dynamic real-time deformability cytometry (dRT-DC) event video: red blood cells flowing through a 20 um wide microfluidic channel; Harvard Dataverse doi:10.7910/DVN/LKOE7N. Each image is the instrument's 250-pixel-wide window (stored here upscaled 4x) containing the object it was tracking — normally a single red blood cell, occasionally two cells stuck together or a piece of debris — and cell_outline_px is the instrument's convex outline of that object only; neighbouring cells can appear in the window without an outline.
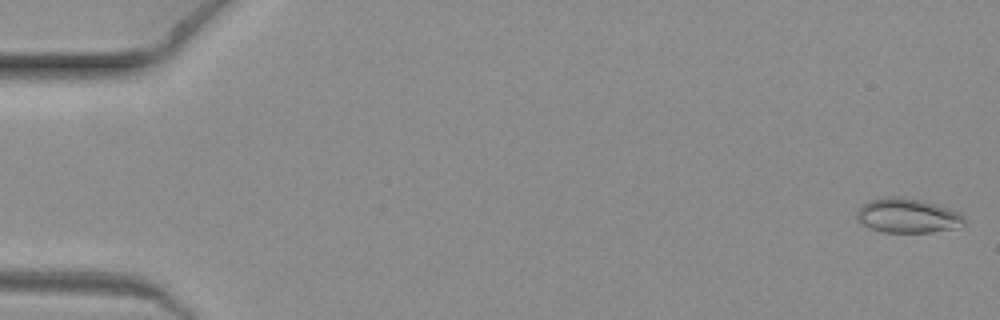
{"species": "common noctule bat (a hibernating species)", "species_latin": "Nyctalus noctula", "temperature_condition": "warm", "stored_images_in_passage": 9, "camera_frame_rate_fps": 3000, "um_per_image_px": 0.085, "animal": {"sex": "female", "body_mass_g": 19.3, "forearm_length_mm": 54.1}, "frame": {"image": 1, "passage_image": 1, "time_ms": 0.0, "image_size_px": [1000, 320], "cell_outline_px": [[964, 224], [952, 228], [932, 232], [880, 232], [868, 228], [860, 224], [856, 216], [856, 212], [868, 200], [888, 196], [896, 196], [920, 200], [936, 204], [960, 212], [964, 216]], "centroid_in_image_um": [77.1, 18.33], "position_along_channel_um": 7.9, "area_um2": 21.62}}
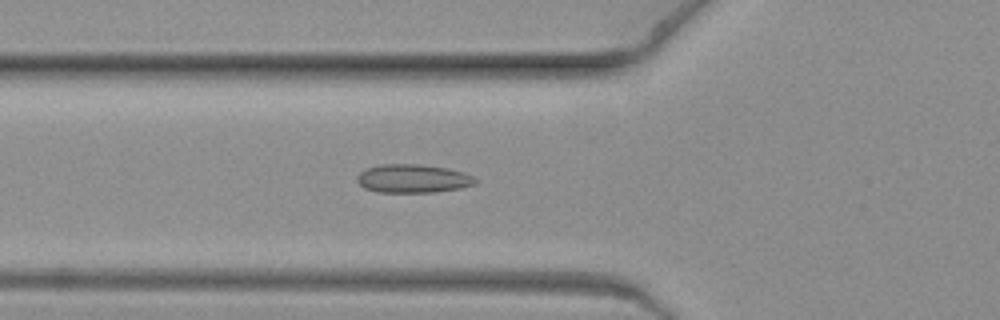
{"frame": {"image": 2, "passage_image": 9, "time_ms": 2.667, "image_size_px": [1000, 320], "cell_outline_px": [[480, 180], [476, 184], [460, 188], [436, 192], [376, 192], [364, 188], [356, 180], [356, 176], [360, 172], [368, 168], [380, 164], [420, 164], [448, 168], [464, 172]], "centroid_in_image_um": [35.12, 15.18], "position_along_channel_um": 90.7, "area_um2": 19.83}}